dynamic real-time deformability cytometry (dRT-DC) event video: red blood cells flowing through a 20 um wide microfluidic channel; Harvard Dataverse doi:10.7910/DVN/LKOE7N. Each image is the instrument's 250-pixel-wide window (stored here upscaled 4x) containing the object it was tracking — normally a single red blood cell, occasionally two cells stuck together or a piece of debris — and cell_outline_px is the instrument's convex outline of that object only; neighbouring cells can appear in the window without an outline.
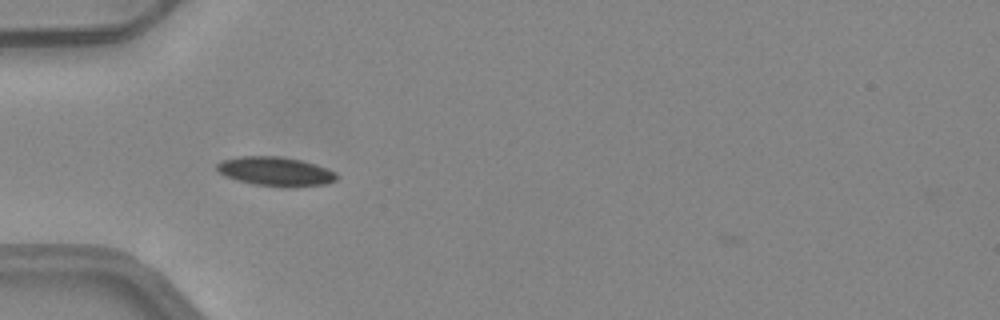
{"species": "common noctule bat (a hibernating species)", "species_latin": "Nyctalus noctula", "temperature_condition": "warm", "stored_images_in_passage": 35, "camera_frame_rate_fps": 3000, "um_per_image_px": 0.085, "animal": {"sex": "female", "body_mass_g": 24.6, "forearm_length_mm": 56.2}, "frame": {"image": 1, "passage_image": 1, "time_ms": 0.0, "image_size_px": [1000, 320], "cell_outline_px": [[336, 180], [328, 184], [284, 188], [252, 184], [224, 176], [216, 168], [216, 164], [224, 160], [240, 156], [280, 156], [300, 160], [316, 164], [336, 172]], "centroid_in_image_um": [23.44, 14.58], "position_along_channel_um": 61.6, "area_um2": 20.46}}
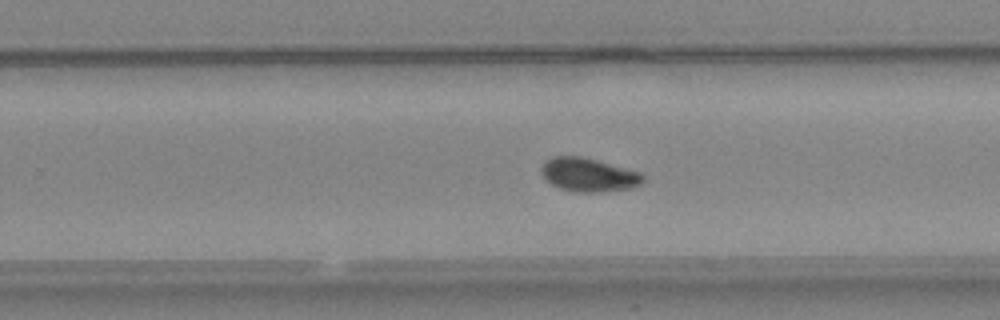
{"frame": {"image": 2, "passage_image": 17, "time_ms": 5.333, "image_size_px": [1000, 320], "cell_outline_px": [[644, 180], [640, 184], [632, 188], [604, 192], [576, 192], [560, 188], [552, 184], [540, 172], [540, 168], [544, 160], [552, 156], [580, 156], [640, 172], [644, 176]], "centroid_in_image_um": [50.01, 14.86], "position_along_channel_um": 279.8, "area_um2": 19.88}}
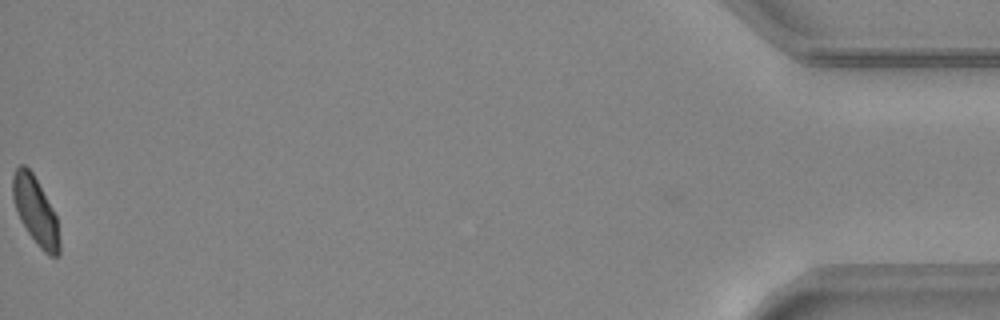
{"frame": {"image": 3, "passage_image": 35, "time_ms": 11.333, "image_size_px": [1000, 320], "cell_outline_px": [[60, 256], [48, 256], [40, 248], [28, 232], [20, 220], [12, 196], [12, 176], [16, 168], [20, 164], [24, 164], [32, 172], [52, 208], [56, 216], [60, 240]], "centroid_in_image_um": [3.02, 17.94], "position_along_channel_um": 432.2, "area_um2": 18.26}, "authors_computed_cell_mechanics": {"area_um2": 19.2474, "velocity_mm_per_s": 4.1632, "shape_relaxation_time_tau1_ms": 7.9333, "shape_relaxation_time_tau2_ms": 2.3909, "deformation_change_tau1": 0.1586, "deformation_change_tau2": 0.0668}}